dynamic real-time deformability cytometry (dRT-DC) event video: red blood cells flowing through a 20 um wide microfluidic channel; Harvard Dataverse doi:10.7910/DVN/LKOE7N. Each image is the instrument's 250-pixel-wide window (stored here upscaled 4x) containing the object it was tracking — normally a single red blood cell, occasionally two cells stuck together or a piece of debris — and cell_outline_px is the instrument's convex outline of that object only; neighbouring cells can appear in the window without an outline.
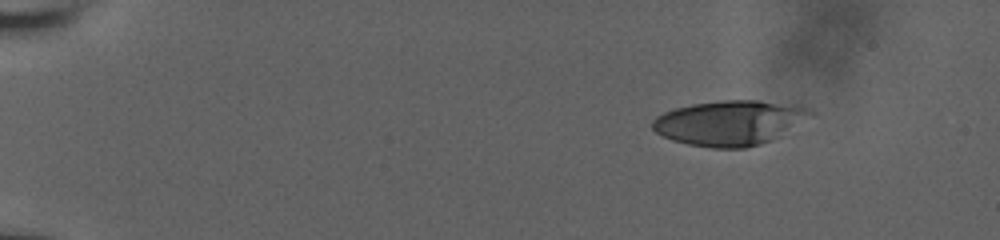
{"species": "human", "species_latin": "Homo sapiens", "temperature_condition": "room temperature", "stored_images_in_passage": 49, "camera_frame_rate_fps": 3000, "um_per_image_px": 0.085, "donor": {"sex": "male"}, "frame": {"image": 1, "passage_image": 1, "time_ms": 0.0, "image_size_px": [1000, 240], "cell_outline_px": [[812, 112], [768, 140], [760, 144], [744, 148], [712, 148], [688, 144], [672, 140], [656, 132], [652, 128], [652, 120], [656, 116], [664, 112], [676, 108], [692, 104], [720, 100], [756, 100], [808, 108]], "centroid_in_image_um": [61.83, 10.44], "position_along_channel_um": 23.2, "area_um2": 39.88}}
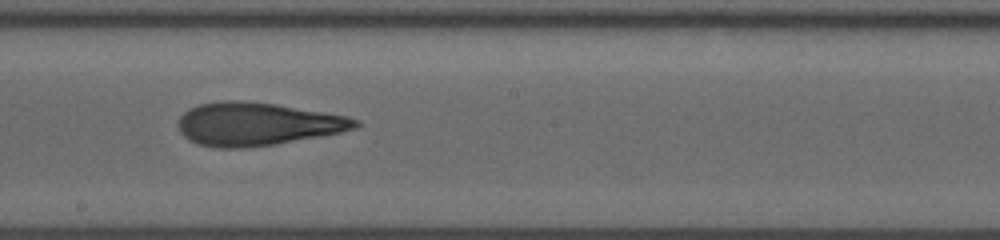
{"frame": {"image": 2, "passage_image": 27, "time_ms": 8.667, "image_size_px": [1000, 240], "cell_outline_px": [[360, 124], [356, 128], [340, 132], [320, 136], [272, 144], [244, 148], [216, 148], [196, 144], [188, 140], [180, 132], [176, 124], [180, 116], [188, 108], [200, 104], [220, 100], [244, 100], [276, 104], [348, 116], [360, 120]], "centroid_in_image_um": [21.8, 10.53], "position_along_channel_um": 226.4, "area_um2": 44.68}}
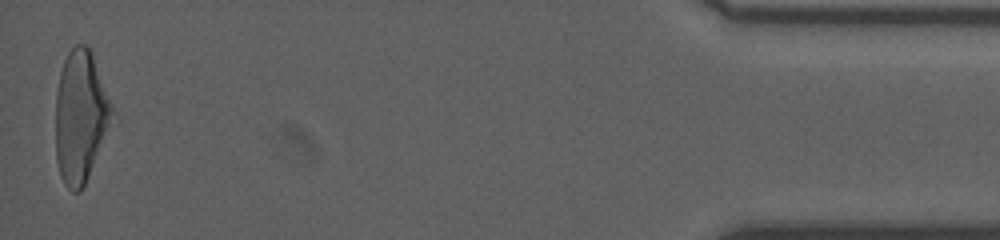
{"frame": {"image": 3, "passage_image": 49, "time_ms": 16.0, "image_size_px": [1000, 240], "cell_outline_px": [[112, 120], [88, 176], [80, 192], [72, 192], [64, 184], [60, 176], [56, 160], [56, 92], [60, 72], [64, 60], [68, 52], [76, 44], [88, 44], [92, 52], [112, 104]], "centroid_in_image_um": [6.82, 9.88], "position_along_channel_um": 428.4, "area_um2": 43.18}, "authors_computed_cell_mechanics": {"area_um2": 43.5234, "velocity_mm_per_s": 3.8433, "shape_relaxation_time_tau1_ms": 7.6368, "shape_relaxation_time_tau2_ms": 2.2693, "deformation_change_tau1": 0.2617, "deformation_change_tau2": 0.134}}